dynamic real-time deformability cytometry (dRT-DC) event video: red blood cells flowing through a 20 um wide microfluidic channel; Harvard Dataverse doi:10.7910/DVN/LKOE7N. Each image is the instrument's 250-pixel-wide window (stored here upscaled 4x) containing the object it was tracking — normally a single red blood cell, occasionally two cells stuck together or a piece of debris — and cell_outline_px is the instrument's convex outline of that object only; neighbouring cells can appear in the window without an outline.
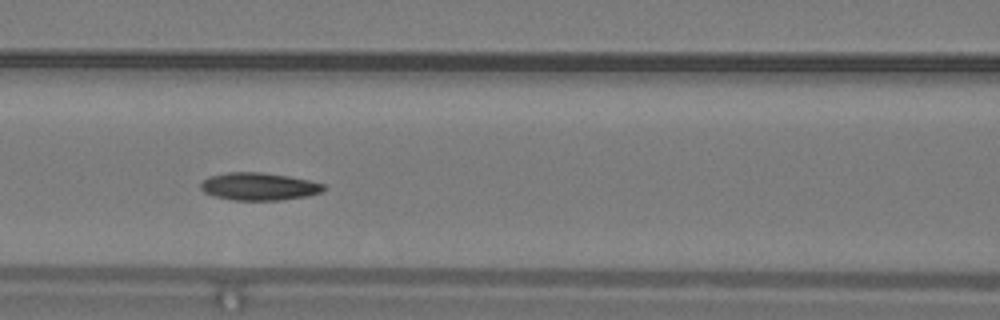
{"species": "common noctule bat (a hibernating species)", "species_latin": "Nyctalus noctula", "temperature_condition": "warm", "stored_images_in_passage": 37, "camera_frame_rate_fps": 3000, "um_per_image_px": 0.085, "animal": {"sex": "male", "body_mass_g": 19.2, "forearm_length_mm": 51.8}, "frame": {"image": 1, "passage_image": 11, "time_ms": 3.333, "image_size_px": [1000, 320], "cell_outline_px": [[328, 188], [324, 192], [308, 196], [280, 200], [232, 200], [216, 196], [204, 192], [200, 188], [200, 184], [208, 176], [228, 172], [260, 172], [288, 176], [312, 180], [324, 184]], "centroid_in_image_um": [22.07, 15.85], "position_along_channel_um": 144.5, "area_um2": 20.0}}
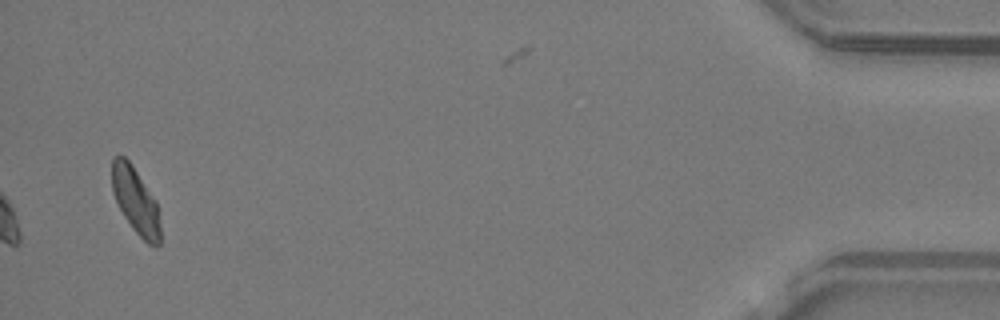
{"frame": {"image": 2, "passage_image": 37, "time_ms": 12.0, "image_size_px": [1000, 320], "cell_outline_px": [[160, 244], [156, 248], [148, 244], [132, 228], [124, 216], [112, 192], [112, 156], [124, 156], [132, 164], [156, 200], [160, 224]], "centroid_in_image_um": [11.53, 17.07], "position_along_channel_um": 423.7, "area_um2": 18.67}, "authors_computed_cell_mechanics": {"area_um2": 19.4786, "velocity_mm_per_s": 4.2034, "shape_relaxation_time_tau1_ms": 7.4798, "shape_relaxation_time_tau2_ms": 5.5138, "deformation_change_tau1": 0.1649, "deformation_change_tau2": 0.1053}}